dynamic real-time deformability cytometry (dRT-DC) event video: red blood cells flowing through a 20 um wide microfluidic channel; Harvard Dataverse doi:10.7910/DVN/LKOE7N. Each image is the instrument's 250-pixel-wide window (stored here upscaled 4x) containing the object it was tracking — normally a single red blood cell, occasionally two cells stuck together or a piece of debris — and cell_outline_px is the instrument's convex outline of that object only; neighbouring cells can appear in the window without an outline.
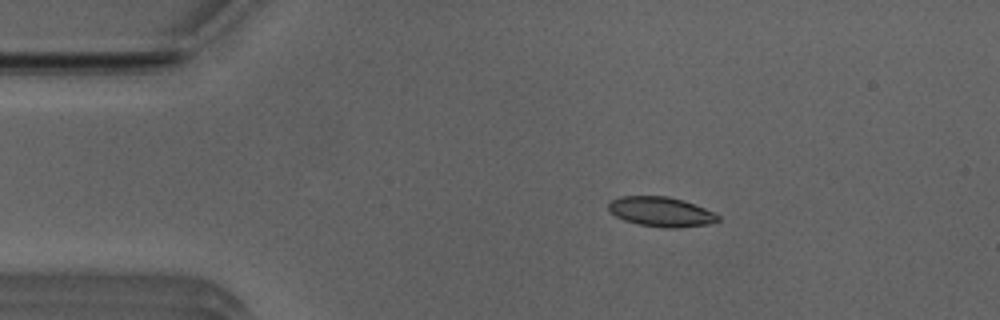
{"species": "Egyptian fruit bat (a non-hibernating species)", "species_latin": "Rousettus aegyptiacus", "temperature_condition": "room temperature", "stored_images_in_passage": 44, "camera_frame_rate_fps": 3000, "um_per_image_px": 0.085, "animal": {"sex": "male"}, "frame": {"image": 1, "passage_image": 1, "time_ms": 0.0, "image_size_px": [1000, 320], "cell_outline_px": [[720, 220], [708, 224], [680, 228], [664, 228], [640, 224], [624, 220], [616, 216], [608, 208], [608, 204], [612, 200], [620, 196], [668, 196], [684, 200], [716, 212], [720, 216]], "centroid_in_image_um": [56.24, 18.0], "position_along_channel_um": 28.8, "area_um2": 19.07}}
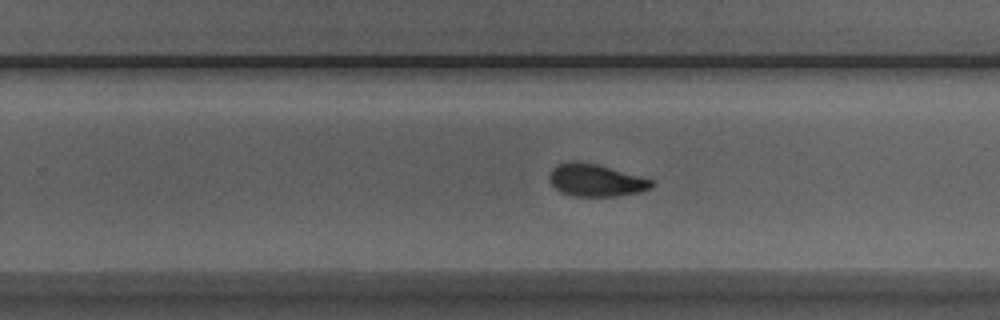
{"frame": {"image": 2, "passage_image": 24, "time_ms": 7.667, "image_size_px": [1000, 320], "cell_outline_px": [[656, 184], [652, 188], [640, 192], [616, 196], [572, 196], [560, 192], [548, 180], [548, 176], [552, 168], [556, 164], [568, 160], [576, 160], [596, 164], [652, 180]], "centroid_in_image_um": [50.59, 15.31], "position_along_channel_um": 279.2, "area_um2": 19.42}}
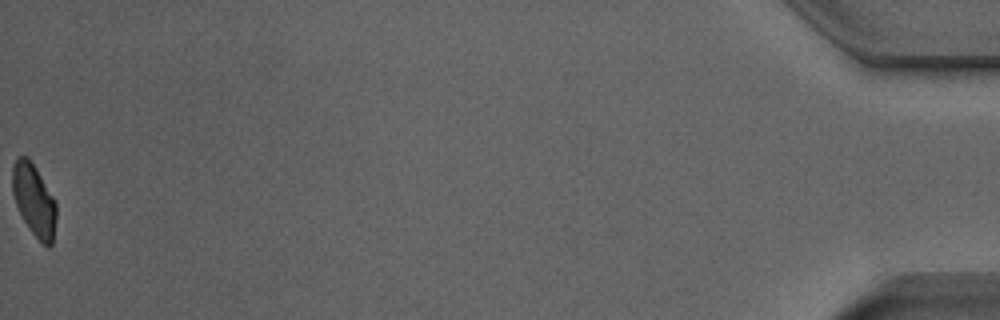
{"frame": {"image": 3, "passage_image": 44, "time_ms": 14.333, "image_size_px": [1000, 320], "cell_outline_px": [[56, 220], [52, 244], [48, 248], [28, 228], [16, 204], [12, 192], [12, 168], [16, 160], [20, 156], [28, 156], [36, 168], [56, 200]], "centroid_in_image_um": [2.9, 17.0], "position_along_channel_um": 432.3, "area_um2": 18.38}, "authors_computed_cell_mechanics": {"area_um2": 19.4208, "velocity_mm_per_s": 3.9276, "shape_relaxation_time_tau1_ms": 4.3936, "shape_relaxation_time_tau2_ms": 4.1071, "deformation_change_tau1": 0.1313, "deformation_change_tau2": 0.0731}}